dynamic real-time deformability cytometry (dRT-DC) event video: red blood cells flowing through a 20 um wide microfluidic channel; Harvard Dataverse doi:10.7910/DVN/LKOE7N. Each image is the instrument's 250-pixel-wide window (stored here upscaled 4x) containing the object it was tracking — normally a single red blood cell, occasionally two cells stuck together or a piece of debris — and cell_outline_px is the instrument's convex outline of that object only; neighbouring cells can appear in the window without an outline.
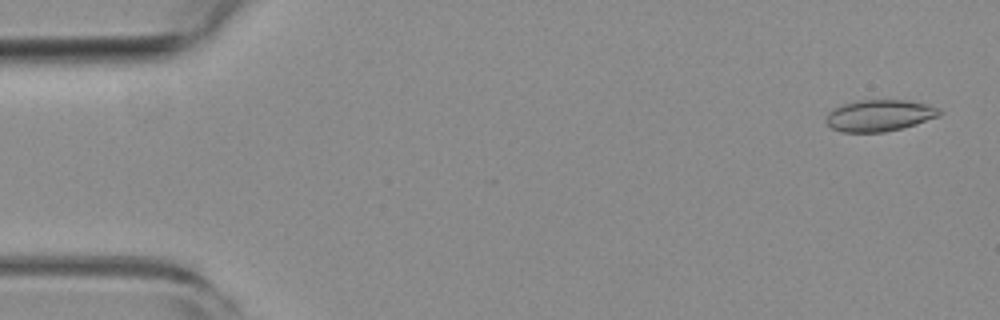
{"species": "common noctule bat (a hibernating species)", "species_latin": "Nyctalus noctula", "temperature_condition": "room temperature", "stored_images_in_passage": 12, "camera_frame_rate_fps": 3000, "um_per_image_px": 0.085, "animal": {"sex": "female", "body_mass_g": 19.3, "forearm_length_mm": 54.1}, "frame": {"image": 1, "passage_image": 2, "time_ms": 0.333, "image_size_px": [1000, 320], "cell_outline_px": [[944, 112], [940, 116], [916, 124], [884, 132], [840, 132], [832, 128], [828, 124], [828, 112], [832, 108], [844, 104], [860, 100], [908, 100], [928, 104], [940, 108]], "centroid_in_image_um": [74.81, 9.81], "position_along_channel_um": 10.2, "area_um2": 20.87}}